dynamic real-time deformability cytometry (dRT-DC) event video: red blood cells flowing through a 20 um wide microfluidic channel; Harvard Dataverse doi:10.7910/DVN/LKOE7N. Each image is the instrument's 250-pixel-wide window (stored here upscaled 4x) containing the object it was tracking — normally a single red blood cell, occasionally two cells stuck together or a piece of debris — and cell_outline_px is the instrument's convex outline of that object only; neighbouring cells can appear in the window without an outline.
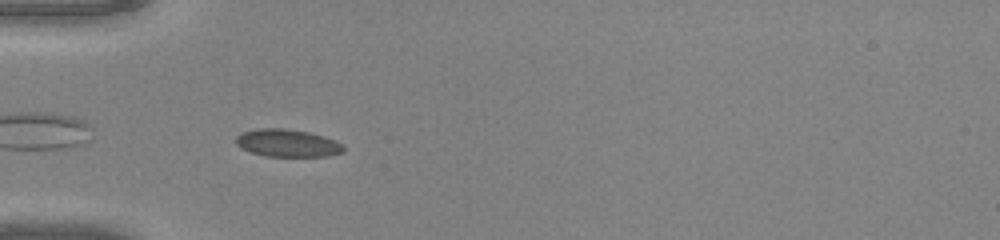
{"species": "common noctule bat (a hibernating species)", "species_latin": "Nyctalus noctula", "temperature_condition": "warm", "stored_images_in_passage": 35, "camera_frame_rate_fps": 3000, "um_per_image_px": 0.085, "animal": {"sex": "male", "body_mass_g": 20.0, "forearm_length_mm": 53.3}, "frame": {"image": 1, "passage_image": 2, "time_ms": 0.333, "image_size_px": [1000, 240], "cell_outline_px": [[344, 152], [328, 156], [264, 156], [240, 148], [236, 144], [236, 136], [240, 132], [256, 128], [284, 128], [308, 132], [324, 136], [336, 140], [344, 144]], "centroid_in_image_um": [24.43, 12.15], "position_along_channel_um": 60.6, "area_um2": 17.51}}
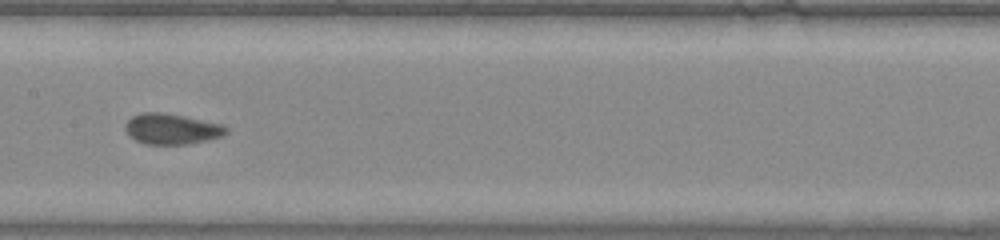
{"frame": {"image": 2, "passage_image": 12, "time_ms": 3.667, "image_size_px": [1000, 240], "cell_outline_px": [[228, 132], [224, 136], [188, 144], [144, 144], [136, 140], [124, 128], [124, 124], [132, 116], [140, 112], [164, 112], [224, 124], [228, 128]], "centroid_in_image_um": [14.62, 10.95], "position_along_channel_um": 192.8, "area_um2": 18.15}}
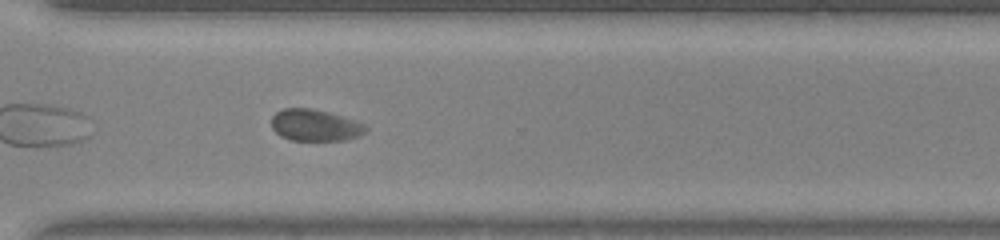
{"frame": {"image": 3, "passage_image": 23, "time_ms": 7.333, "image_size_px": [1000, 240], "cell_outline_px": [[368, 128], [360, 136], [344, 140], [288, 140], [280, 136], [272, 128], [272, 116], [276, 112], [284, 108], [312, 108], [328, 112], [364, 124]], "centroid_in_image_um": [26.75, 10.65], "position_along_channel_um": 343.9, "area_um2": 17.28}, "authors_computed_cell_mechanics": {"area_um2": 17.8602, "velocity_mm_per_s": 4.1169, "shape_relaxation_time_tau1_ms": 6.4144, "shape_relaxation_time_tau2_ms": null, "deformation_change_tau1": 0.1692, "deformation_change_tau2": null}}